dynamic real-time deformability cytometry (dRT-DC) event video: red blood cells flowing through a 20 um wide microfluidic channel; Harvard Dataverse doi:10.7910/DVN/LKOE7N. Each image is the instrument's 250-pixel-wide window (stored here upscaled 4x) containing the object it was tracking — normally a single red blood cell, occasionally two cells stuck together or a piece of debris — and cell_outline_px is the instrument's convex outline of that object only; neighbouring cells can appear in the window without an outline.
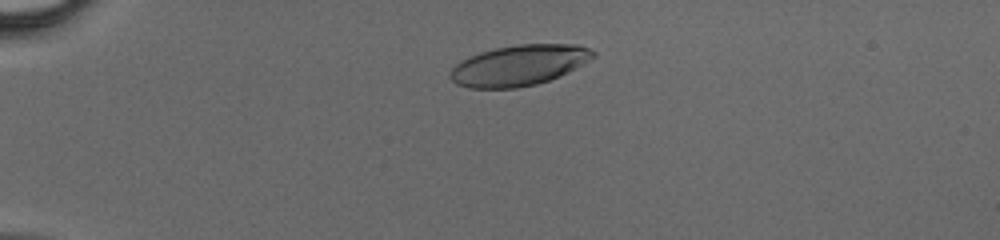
{"species": "human", "species_latin": "Homo sapiens", "temperature_condition": "cold", "stored_images_in_passage": 41, "camera_frame_rate_fps": 3000, "um_per_image_px": 0.085, "donor": {"sex": "male"}, "frame": {"image": 1, "passage_image": 7, "time_ms": 2.0, "image_size_px": [1000, 240], "cell_outline_px": [[596, 56], [548, 80], [536, 84], [516, 88], [468, 88], [456, 84], [448, 76], [452, 68], [460, 60], [480, 52], [496, 48], [520, 44], [576, 44], [588, 48], [596, 52]], "centroid_in_image_um": [44.05, 5.55], "position_along_channel_um": 41.0, "area_um2": 33.41}}
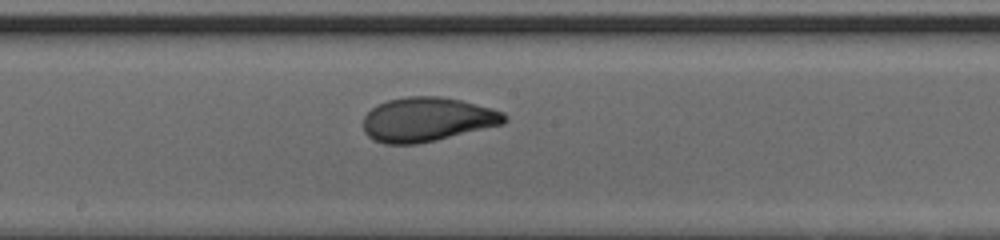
{"frame": {"image": 2, "passage_image": 22, "time_ms": 7.0, "image_size_px": [1000, 240], "cell_outline_px": [[508, 120], [504, 124], [436, 140], [416, 144], [384, 144], [372, 140], [364, 132], [364, 116], [376, 104], [388, 100], [408, 96], [440, 96], [460, 100], [492, 108], [504, 112], [508, 116]], "centroid_in_image_um": [36.32, 10.15], "position_along_channel_um": 211.9, "area_um2": 36.59}}
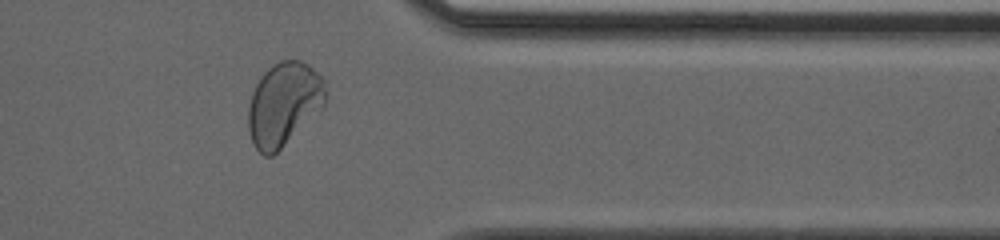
{"frame": {"image": 3, "passage_image": 34, "time_ms": 11.0, "image_size_px": [1000, 240], "cell_outline_px": [[328, 80], [324, 108], [272, 156], [264, 156], [256, 148], [248, 132], [248, 104], [252, 92], [256, 84], [264, 72], [272, 64], [280, 60], [300, 60], [308, 64]], "centroid_in_image_um": [24.16, 8.82], "position_along_channel_um": 387.2, "area_um2": 38.15}}